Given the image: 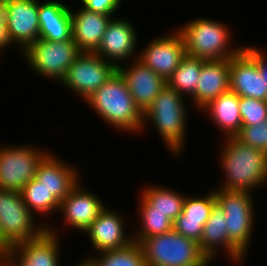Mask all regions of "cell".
Wrapping results in <instances>:
<instances>
[{
  "mask_svg": "<svg viewBox=\"0 0 267 266\" xmlns=\"http://www.w3.org/2000/svg\"><path fill=\"white\" fill-rule=\"evenodd\" d=\"M240 97L233 91L221 94L209 101L204 109L211 116V120L223 129L226 138L236 137L242 128V119L239 111Z\"/></svg>",
  "mask_w": 267,
  "mask_h": 266,
  "instance_id": "cell-25",
  "label": "cell"
},
{
  "mask_svg": "<svg viewBox=\"0 0 267 266\" xmlns=\"http://www.w3.org/2000/svg\"><path fill=\"white\" fill-rule=\"evenodd\" d=\"M136 35V30L129 21L111 18L95 53L118 67L119 63L116 61L128 60L134 55L135 47L137 48Z\"/></svg>",
  "mask_w": 267,
  "mask_h": 266,
  "instance_id": "cell-16",
  "label": "cell"
},
{
  "mask_svg": "<svg viewBox=\"0 0 267 266\" xmlns=\"http://www.w3.org/2000/svg\"><path fill=\"white\" fill-rule=\"evenodd\" d=\"M117 71L112 63L95 52H81L68 68L62 84L84 99L101 88Z\"/></svg>",
  "mask_w": 267,
  "mask_h": 266,
  "instance_id": "cell-10",
  "label": "cell"
},
{
  "mask_svg": "<svg viewBox=\"0 0 267 266\" xmlns=\"http://www.w3.org/2000/svg\"><path fill=\"white\" fill-rule=\"evenodd\" d=\"M142 196L150 205L151 212L165 214L172 222L182 213L186 196L165 187L151 186L143 189Z\"/></svg>",
  "mask_w": 267,
  "mask_h": 266,
  "instance_id": "cell-26",
  "label": "cell"
},
{
  "mask_svg": "<svg viewBox=\"0 0 267 266\" xmlns=\"http://www.w3.org/2000/svg\"><path fill=\"white\" fill-rule=\"evenodd\" d=\"M81 2L89 11L112 16L119 8L121 0H81Z\"/></svg>",
  "mask_w": 267,
  "mask_h": 266,
  "instance_id": "cell-33",
  "label": "cell"
},
{
  "mask_svg": "<svg viewBox=\"0 0 267 266\" xmlns=\"http://www.w3.org/2000/svg\"><path fill=\"white\" fill-rule=\"evenodd\" d=\"M216 204L214 190L204 197H185L182 213L173 222V229L199 244L204 224Z\"/></svg>",
  "mask_w": 267,
  "mask_h": 266,
  "instance_id": "cell-20",
  "label": "cell"
},
{
  "mask_svg": "<svg viewBox=\"0 0 267 266\" xmlns=\"http://www.w3.org/2000/svg\"><path fill=\"white\" fill-rule=\"evenodd\" d=\"M11 249V247L3 240L0 232V259Z\"/></svg>",
  "mask_w": 267,
  "mask_h": 266,
  "instance_id": "cell-36",
  "label": "cell"
},
{
  "mask_svg": "<svg viewBox=\"0 0 267 266\" xmlns=\"http://www.w3.org/2000/svg\"><path fill=\"white\" fill-rule=\"evenodd\" d=\"M138 60L166 81L180 65L186 55L185 43L179 31L175 34L158 37L142 49Z\"/></svg>",
  "mask_w": 267,
  "mask_h": 266,
  "instance_id": "cell-12",
  "label": "cell"
},
{
  "mask_svg": "<svg viewBox=\"0 0 267 266\" xmlns=\"http://www.w3.org/2000/svg\"><path fill=\"white\" fill-rule=\"evenodd\" d=\"M140 219L142 228L137 229L131 238L140 243L144 238L167 233L173 229V222L163 213L151 212V205L143 198L140 199Z\"/></svg>",
  "mask_w": 267,
  "mask_h": 266,
  "instance_id": "cell-28",
  "label": "cell"
},
{
  "mask_svg": "<svg viewBox=\"0 0 267 266\" xmlns=\"http://www.w3.org/2000/svg\"><path fill=\"white\" fill-rule=\"evenodd\" d=\"M242 126H255L267 120V101L240 97Z\"/></svg>",
  "mask_w": 267,
  "mask_h": 266,
  "instance_id": "cell-31",
  "label": "cell"
},
{
  "mask_svg": "<svg viewBox=\"0 0 267 266\" xmlns=\"http://www.w3.org/2000/svg\"><path fill=\"white\" fill-rule=\"evenodd\" d=\"M183 95L166 85L143 114V128L146 120L153 122L167 148L172 154H180L185 141L186 106Z\"/></svg>",
  "mask_w": 267,
  "mask_h": 266,
  "instance_id": "cell-4",
  "label": "cell"
},
{
  "mask_svg": "<svg viewBox=\"0 0 267 266\" xmlns=\"http://www.w3.org/2000/svg\"><path fill=\"white\" fill-rule=\"evenodd\" d=\"M243 50L256 62L258 70L267 87V58L261 50L252 46L243 47Z\"/></svg>",
  "mask_w": 267,
  "mask_h": 266,
  "instance_id": "cell-35",
  "label": "cell"
},
{
  "mask_svg": "<svg viewBox=\"0 0 267 266\" xmlns=\"http://www.w3.org/2000/svg\"><path fill=\"white\" fill-rule=\"evenodd\" d=\"M217 205L226 217L230 241L245 255L254 223L253 199L248 191L214 190Z\"/></svg>",
  "mask_w": 267,
  "mask_h": 266,
  "instance_id": "cell-8",
  "label": "cell"
},
{
  "mask_svg": "<svg viewBox=\"0 0 267 266\" xmlns=\"http://www.w3.org/2000/svg\"><path fill=\"white\" fill-rule=\"evenodd\" d=\"M121 217L118 212L105 207L84 232L88 234L97 253L121 249L133 242V239L125 236V224Z\"/></svg>",
  "mask_w": 267,
  "mask_h": 266,
  "instance_id": "cell-17",
  "label": "cell"
},
{
  "mask_svg": "<svg viewBox=\"0 0 267 266\" xmlns=\"http://www.w3.org/2000/svg\"><path fill=\"white\" fill-rule=\"evenodd\" d=\"M117 71L125 79L135 104L143 114L167 85V81L163 77L138 59L130 67L123 68L122 65H119Z\"/></svg>",
  "mask_w": 267,
  "mask_h": 266,
  "instance_id": "cell-14",
  "label": "cell"
},
{
  "mask_svg": "<svg viewBox=\"0 0 267 266\" xmlns=\"http://www.w3.org/2000/svg\"><path fill=\"white\" fill-rule=\"evenodd\" d=\"M230 91L239 97L267 101V87L256 62L242 49L229 59Z\"/></svg>",
  "mask_w": 267,
  "mask_h": 266,
  "instance_id": "cell-15",
  "label": "cell"
},
{
  "mask_svg": "<svg viewBox=\"0 0 267 266\" xmlns=\"http://www.w3.org/2000/svg\"><path fill=\"white\" fill-rule=\"evenodd\" d=\"M229 29L217 20L197 18L177 30L183 37L186 55L209 61L231 59L243 49L229 47Z\"/></svg>",
  "mask_w": 267,
  "mask_h": 266,
  "instance_id": "cell-3",
  "label": "cell"
},
{
  "mask_svg": "<svg viewBox=\"0 0 267 266\" xmlns=\"http://www.w3.org/2000/svg\"><path fill=\"white\" fill-rule=\"evenodd\" d=\"M100 258H88L94 266H146L142 247L133 241L121 249L98 253ZM102 255V256H101Z\"/></svg>",
  "mask_w": 267,
  "mask_h": 266,
  "instance_id": "cell-29",
  "label": "cell"
},
{
  "mask_svg": "<svg viewBox=\"0 0 267 266\" xmlns=\"http://www.w3.org/2000/svg\"><path fill=\"white\" fill-rule=\"evenodd\" d=\"M236 138L245 145L267 153V120L255 126H242Z\"/></svg>",
  "mask_w": 267,
  "mask_h": 266,
  "instance_id": "cell-32",
  "label": "cell"
},
{
  "mask_svg": "<svg viewBox=\"0 0 267 266\" xmlns=\"http://www.w3.org/2000/svg\"><path fill=\"white\" fill-rule=\"evenodd\" d=\"M222 148L221 164L225 182L220 188L228 191H251L267 182V153L228 137Z\"/></svg>",
  "mask_w": 267,
  "mask_h": 266,
  "instance_id": "cell-1",
  "label": "cell"
},
{
  "mask_svg": "<svg viewBox=\"0 0 267 266\" xmlns=\"http://www.w3.org/2000/svg\"><path fill=\"white\" fill-rule=\"evenodd\" d=\"M85 101L104 122L115 129L136 133L143 129V113L118 71Z\"/></svg>",
  "mask_w": 267,
  "mask_h": 266,
  "instance_id": "cell-2",
  "label": "cell"
},
{
  "mask_svg": "<svg viewBox=\"0 0 267 266\" xmlns=\"http://www.w3.org/2000/svg\"><path fill=\"white\" fill-rule=\"evenodd\" d=\"M72 39L81 52H95L101 43L111 16L80 8L70 12Z\"/></svg>",
  "mask_w": 267,
  "mask_h": 266,
  "instance_id": "cell-21",
  "label": "cell"
},
{
  "mask_svg": "<svg viewBox=\"0 0 267 266\" xmlns=\"http://www.w3.org/2000/svg\"><path fill=\"white\" fill-rule=\"evenodd\" d=\"M33 147H0V190L20 192L35 177L37 166L47 152Z\"/></svg>",
  "mask_w": 267,
  "mask_h": 266,
  "instance_id": "cell-9",
  "label": "cell"
},
{
  "mask_svg": "<svg viewBox=\"0 0 267 266\" xmlns=\"http://www.w3.org/2000/svg\"><path fill=\"white\" fill-rule=\"evenodd\" d=\"M80 53L72 38L65 41H48L39 38L23 51L24 58L32 67V71L60 82Z\"/></svg>",
  "mask_w": 267,
  "mask_h": 266,
  "instance_id": "cell-6",
  "label": "cell"
},
{
  "mask_svg": "<svg viewBox=\"0 0 267 266\" xmlns=\"http://www.w3.org/2000/svg\"><path fill=\"white\" fill-rule=\"evenodd\" d=\"M202 68V60L185 55L180 65L168 78L167 85L179 94L192 97L195 94L198 79ZM185 93V94H183Z\"/></svg>",
  "mask_w": 267,
  "mask_h": 266,
  "instance_id": "cell-27",
  "label": "cell"
},
{
  "mask_svg": "<svg viewBox=\"0 0 267 266\" xmlns=\"http://www.w3.org/2000/svg\"><path fill=\"white\" fill-rule=\"evenodd\" d=\"M139 244L146 266H208L211 263L197 242L174 229L144 238Z\"/></svg>",
  "mask_w": 267,
  "mask_h": 266,
  "instance_id": "cell-5",
  "label": "cell"
},
{
  "mask_svg": "<svg viewBox=\"0 0 267 266\" xmlns=\"http://www.w3.org/2000/svg\"><path fill=\"white\" fill-rule=\"evenodd\" d=\"M70 8L58 1L39 4V38L65 41L72 38Z\"/></svg>",
  "mask_w": 267,
  "mask_h": 266,
  "instance_id": "cell-24",
  "label": "cell"
},
{
  "mask_svg": "<svg viewBox=\"0 0 267 266\" xmlns=\"http://www.w3.org/2000/svg\"><path fill=\"white\" fill-rule=\"evenodd\" d=\"M77 266H94L92 262L87 258L81 261V264H77Z\"/></svg>",
  "mask_w": 267,
  "mask_h": 266,
  "instance_id": "cell-37",
  "label": "cell"
},
{
  "mask_svg": "<svg viewBox=\"0 0 267 266\" xmlns=\"http://www.w3.org/2000/svg\"><path fill=\"white\" fill-rule=\"evenodd\" d=\"M33 218L21 192L0 190V232L10 247L39 238L47 230L48 225L35 226Z\"/></svg>",
  "mask_w": 267,
  "mask_h": 266,
  "instance_id": "cell-7",
  "label": "cell"
},
{
  "mask_svg": "<svg viewBox=\"0 0 267 266\" xmlns=\"http://www.w3.org/2000/svg\"><path fill=\"white\" fill-rule=\"evenodd\" d=\"M9 5L7 29L10 42L19 44L23 52L39 39V2L36 0H6Z\"/></svg>",
  "mask_w": 267,
  "mask_h": 266,
  "instance_id": "cell-13",
  "label": "cell"
},
{
  "mask_svg": "<svg viewBox=\"0 0 267 266\" xmlns=\"http://www.w3.org/2000/svg\"><path fill=\"white\" fill-rule=\"evenodd\" d=\"M218 246H223L235 263L241 262L244 256H246L230 241L226 228V217L223 210L216 204L204 224L199 247L211 262L216 254L219 253L217 252Z\"/></svg>",
  "mask_w": 267,
  "mask_h": 266,
  "instance_id": "cell-23",
  "label": "cell"
},
{
  "mask_svg": "<svg viewBox=\"0 0 267 266\" xmlns=\"http://www.w3.org/2000/svg\"><path fill=\"white\" fill-rule=\"evenodd\" d=\"M34 178L60 203L80 182L76 168L50 153L39 162Z\"/></svg>",
  "mask_w": 267,
  "mask_h": 266,
  "instance_id": "cell-18",
  "label": "cell"
},
{
  "mask_svg": "<svg viewBox=\"0 0 267 266\" xmlns=\"http://www.w3.org/2000/svg\"><path fill=\"white\" fill-rule=\"evenodd\" d=\"M9 13L8 2L6 0H0V51L11 44L7 29Z\"/></svg>",
  "mask_w": 267,
  "mask_h": 266,
  "instance_id": "cell-34",
  "label": "cell"
},
{
  "mask_svg": "<svg viewBox=\"0 0 267 266\" xmlns=\"http://www.w3.org/2000/svg\"><path fill=\"white\" fill-rule=\"evenodd\" d=\"M79 184L60 203L59 210L63 212L69 226L85 232L105 208V204L94 193L83 190Z\"/></svg>",
  "mask_w": 267,
  "mask_h": 266,
  "instance_id": "cell-19",
  "label": "cell"
},
{
  "mask_svg": "<svg viewBox=\"0 0 267 266\" xmlns=\"http://www.w3.org/2000/svg\"><path fill=\"white\" fill-rule=\"evenodd\" d=\"M26 207L33 212L36 210L41 214L56 212L60 207V202L44 186L32 178L20 191Z\"/></svg>",
  "mask_w": 267,
  "mask_h": 266,
  "instance_id": "cell-30",
  "label": "cell"
},
{
  "mask_svg": "<svg viewBox=\"0 0 267 266\" xmlns=\"http://www.w3.org/2000/svg\"><path fill=\"white\" fill-rule=\"evenodd\" d=\"M230 90L229 59L202 60L195 94L191 97L200 109Z\"/></svg>",
  "mask_w": 267,
  "mask_h": 266,
  "instance_id": "cell-22",
  "label": "cell"
},
{
  "mask_svg": "<svg viewBox=\"0 0 267 266\" xmlns=\"http://www.w3.org/2000/svg\"><path fill=\"white\" fill-rule=\"evenodd\" d=\"M55 233L47 226L39 238L12 246L0 259L1 266H59V244Z\"/></svg>",
  "mask_w": 267,
  "mask_h": 266,
  "instance_id": "cell-11",
  "label": "cell"
}]
</instances>
